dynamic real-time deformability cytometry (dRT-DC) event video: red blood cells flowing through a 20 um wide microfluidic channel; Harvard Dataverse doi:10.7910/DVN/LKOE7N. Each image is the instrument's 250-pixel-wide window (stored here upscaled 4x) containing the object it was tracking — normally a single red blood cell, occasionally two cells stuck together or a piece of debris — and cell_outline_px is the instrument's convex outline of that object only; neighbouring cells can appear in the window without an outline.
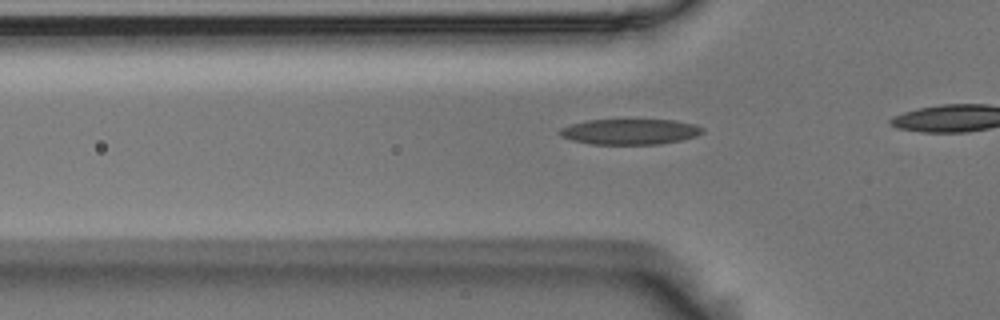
{"species": "Egyptian fruit bat (a non-hibernating species)", "species_latin": "Rousettus aegyptiacus", "temperature_condition": "room temperature", "stored_images_in_passage": 18, "camera_frame_rate_fps": 3000, "um_per_image_px": 0.085, "animal": {"sex": "male"}, "frame": {"image": 1, "passage_image": 12, "time_ms": 3.667, "image_size_px": [1000, 320], "cell_outline_px": [[704, 132], [696, 136], [680, 140], [660, 144], [592, 144], [572, 140], [560, 136], [556, 132], [560, 128], [572, 124], [588, 120], [676, 120], [696, 124], [704, 128]], "centroid_in_image_um": [53.55, 11.19], "position_along_channel_um": 72.2, "area_um2": 21.33}}
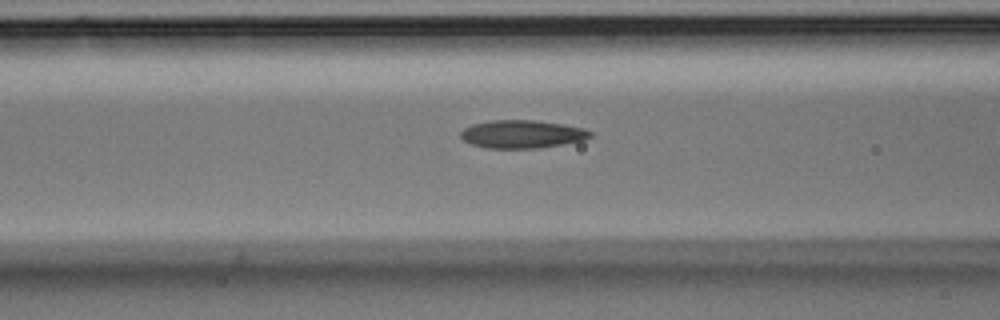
{"frame": {"image": 2, "passage_image": 16, "time_ms": 5.0, "image_size_px": [1000, 320], "cell_outline_px": [[592, 136], [584, 140], [536, 148], [488, 148], [472, 144], [464, 140], [460, 136], [460, 132], [464, 128], [472, 124], [492, 120], [536, 120], [564, 124], [584, 128], [592, 132]], "centroid_in_image_um": [44.38, 11.39], "position_along_channel_um": 122.2, "area_um2": 21.1}}